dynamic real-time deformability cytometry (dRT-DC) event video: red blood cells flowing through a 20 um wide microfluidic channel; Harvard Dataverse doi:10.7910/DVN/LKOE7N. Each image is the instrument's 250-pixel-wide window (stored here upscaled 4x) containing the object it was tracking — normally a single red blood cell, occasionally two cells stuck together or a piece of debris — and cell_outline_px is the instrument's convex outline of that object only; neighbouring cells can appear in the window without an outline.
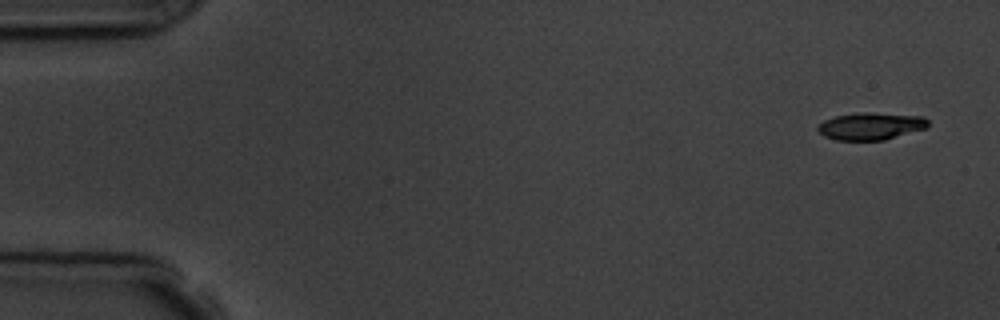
{"species": "common noctule bat (a hibernating species)", "species_latin": "Nyctalus noctula", "temperature_condition": "room temperature", "stored_images_in_passage": 6, "camera_frame_rate_fps": 3000, "um_per_image_px": 0.085, "animal": {"sex": "male", "body_mass_g": 19.5, "forearm_length_mm": 54.6}, "frame": {"image": 1, "passage_image": 1, "time_ms": 0.0, "image_size_px": [1000, 320], "cell_outline_px": [[928, 128], [884, 140], [836, 140], [824, 136], [816, 128], [816, 124], [824, 120], [836, 116], [856, 112], [868, 112], [924, 116], [928, 120]], "centroid_in_image_um": [74.01, 10.71], "position_along_channel_um": 11.0, "area_um2": 17.74}}
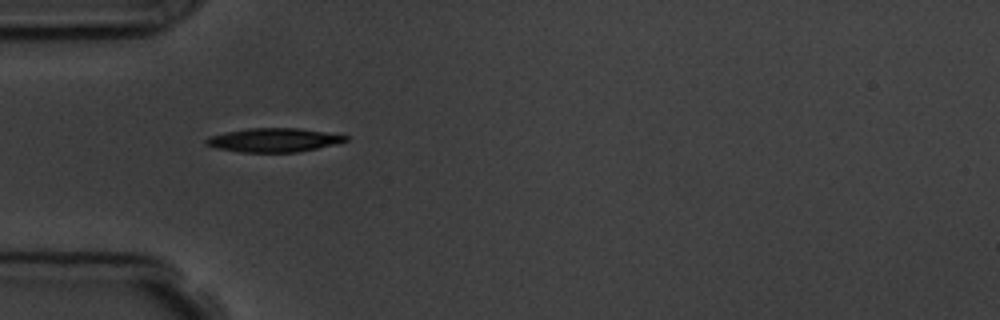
{"frame": {"image": 2, "passage_image": 5, "time_ms": 4.667, "image_size_px": [1000, 320], "cell_outline_px": [[348, 140], [336, 144], [296, 152], [240, 152], [212, 148], [204, 144], [204, 140], [212, 136], [228, 132], [248, 128], [300, 128], [348, 136]], "centroid_in_image_um": [23.23, 11.91], "position_along_channel_um": 61.8, "area_um2": 19.25}}